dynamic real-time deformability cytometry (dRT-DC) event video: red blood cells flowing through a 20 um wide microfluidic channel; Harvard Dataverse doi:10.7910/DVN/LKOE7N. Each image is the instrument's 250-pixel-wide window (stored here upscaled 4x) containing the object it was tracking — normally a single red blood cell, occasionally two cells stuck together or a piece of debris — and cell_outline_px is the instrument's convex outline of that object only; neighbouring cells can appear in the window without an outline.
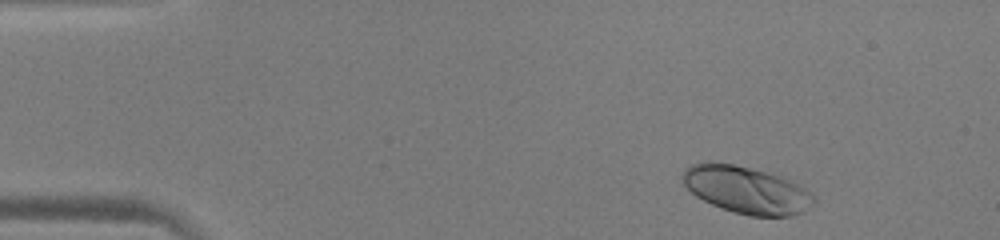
{"species": "human", "species_latin": "Homo sapiens", "temperature_condition": "warm", "stored_images_in_passage": 47, "camera_frame_rate_fps": 3000, "um_per_image_px": 0.085, "donor": {"sex": "male"}, "frame": {"image": 1, "passage_image": 2, "time_ms": 0.333, "image_size_px": [1000, 240], "cell_outline_px": [[816, 200], [804, 212], [792, 216], [752, 216], [736, 212], [712, 204], [696, 196], [684, 184], [680, 176], [684, 168], [692, 164], [704, 160], [708, 160], [732, 164], [780, 176], [804, 188], [816, 196]], "centroid_in_image_um": [63.41, 16.12], "position_along_channel_um": 21.6, "area_um2": 35.95}}
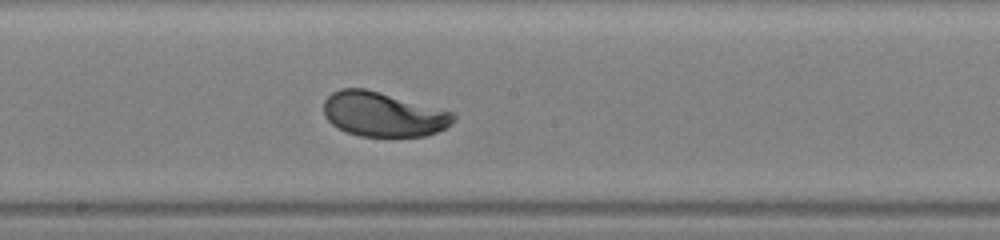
{"frame": {"image": 2, "passage_image": 24, "time_ms": 7.667, "image_size_px": [1000, 240], "cell_outline_px": [[456, 120], [444, 128], [436, 132], [424, 136], [360, 136], [348, 132], [332, 124], [324, 116], [324, 100], [332, 92], [340, 88], [364, 88], [380, 92], [452, 112], [456, 116]], "centroid_in_image_um": [32.55, 9.71], "position_along_channel_um": 215.7, "area_um2": 33.35}}
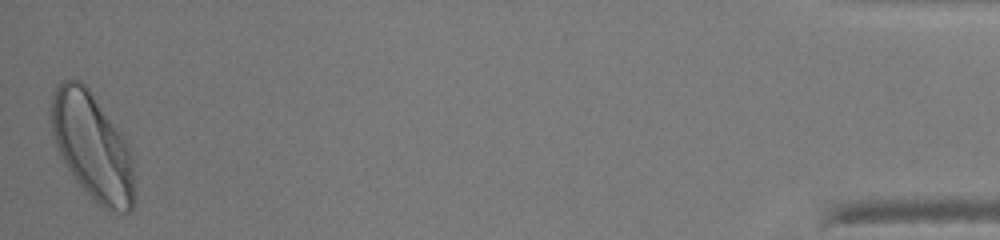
{"frame": {"image": 3, "passage_image": 47, "time_ms": 15.333, "image_size_px": [1000, 240], "cell_outline_px": [[136, 200], [132, 208], [128, 212], [120, 212], [104, 208], [76, 180], [60, 156], [52, 136], [48, 112], [48, 108], [52, 92], [56, 84], [64, 80], [80, 80], [88, 88], [116, 128], [124, 140], [132, 156]], "centroid_in_image_um": [7.8, 12.42], "position_along_channel_um": 427.4, "area_um2": 51.62}, "authors_computed_cell_mechanics": {"area_um2": 33.9864, "velocity_mm_per_s": 3.9515, "shape_relaxation_time_tau1_ms": 1.7879, "shape_relaxation_time_tau2_ms": null, "deformation_change_tau1": 0.1248, "deformation_change_tau2": null}}